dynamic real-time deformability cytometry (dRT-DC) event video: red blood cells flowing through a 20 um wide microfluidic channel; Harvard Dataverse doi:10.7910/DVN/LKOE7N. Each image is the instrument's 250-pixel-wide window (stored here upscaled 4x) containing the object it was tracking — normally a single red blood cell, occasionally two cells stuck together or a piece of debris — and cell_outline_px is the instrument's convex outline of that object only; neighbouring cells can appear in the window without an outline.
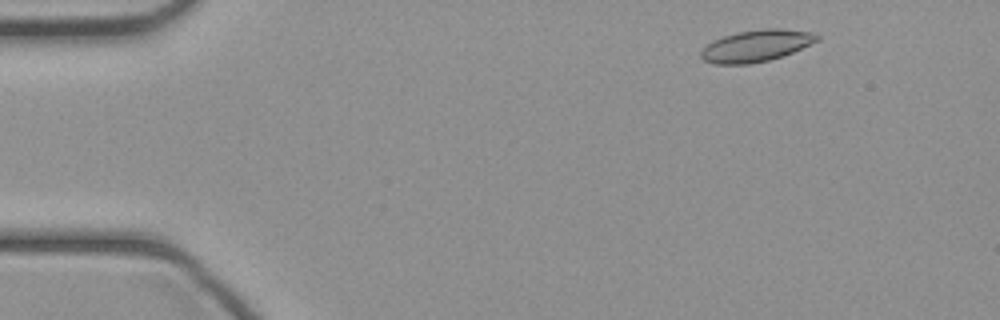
{"species": "common noctule bat (a hibernating species)", "species_latin": "Nyctalus noctula", "temperature_condition": "cold", "stored_images_in_passage": 43, "camera_frame_rate_fps": 3000, "um_per_image_px": 0.085, "animal": {"sex": "female", "body_mass_g": 21.9}, "frame": {"image": 1, "passage_image": 4, "time_ms": 1.0, "image_size_px": [1000, 320], "cell_outline_px": [[820, 40], [792, 52], [768, 60], [748, 64], [716, 64], [704, 60], [700, 56], [700, 52], [712, 40], [736, 32], [764, 28], [776, 28], [808, 32], [820, 36]], "centroid_in_image_um": [64.25, 3.89], "position_along_channel_um": 20.7, "area_um2": 21.21}}
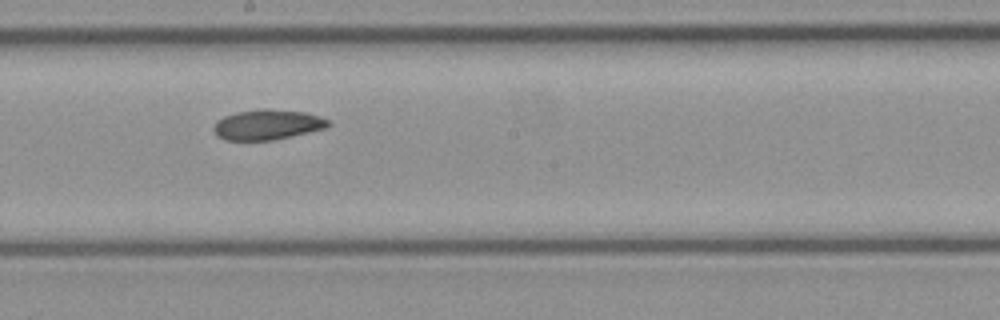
{"frame": {"image": 2, "passage_image": 23, "time_ms": 7.333, "image_size_px": [1000, 320], "cell_outline_px": [[332, 124], [328, 128], [276, 140], [224, 140], [216, 136], [212, 128], [216, 120], [224, 116], [236, 112], [264, 108], [304, 112], [320, 116], [328, 120]], "centroid_in_image_um": [22.73, 10.6], "position_along_channel_um": 225.5, "area_um2": 20.52}}
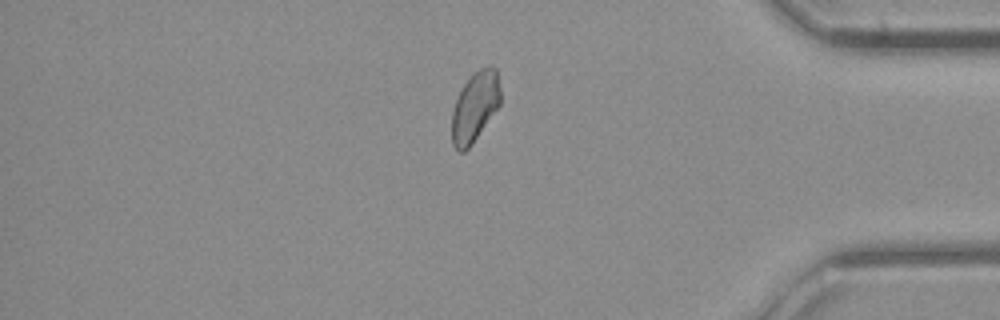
{"frame": {"image": 3, "passage_image": 36, "time_ms": 11.667, "image_size_px": [1000, 320], "cell_outline_px": [[500, 104], [472, 144], [464, 152], [460, 152], [452, 144], [452, 112], [456, 100], [464, 84], [480, 68], [488, 64], [492, 64], [496, 68], [500, 88]], "centroid_in_image_um": [40.38, 9.06], "position_along_channel_um": 394.8, "area_um2": 19.59}}